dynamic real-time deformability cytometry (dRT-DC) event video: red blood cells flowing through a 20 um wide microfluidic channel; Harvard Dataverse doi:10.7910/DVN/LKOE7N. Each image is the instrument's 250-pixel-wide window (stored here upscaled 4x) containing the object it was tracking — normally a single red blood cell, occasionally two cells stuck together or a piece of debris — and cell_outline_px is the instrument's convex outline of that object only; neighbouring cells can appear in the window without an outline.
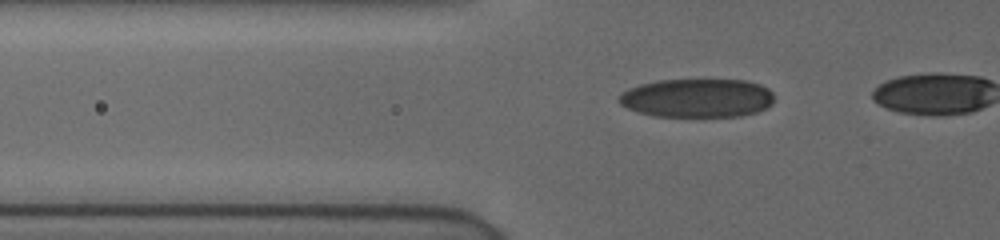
{"species": "human", "species_latin": "Homo sapiens", "temperature_condition": "cold", "stored_images_in_passage": 22, "camera_frame_rate_fps": 3000, "um_per_image_px": 0.085, "donor": {"sex": "female"}, "frame": {"image": 1, "passage_image": 18, "time_ms": 5.667, "image_size_px": [1000, 240], "cell_outline_px": [[772, 104], [756, 112], [740, 116], [656, 116], [640, 112], [628, 108], [620, 104], [616, 100], [616, 96], [628, 88], [640, 84], [656, 80], [744, 80], [760, 84], [768, 88], [772, 92]], "centroid_in_image_um": [59.22, 8.32], "position_along_channel_um": 66.6, "area_um2": 35.03}}